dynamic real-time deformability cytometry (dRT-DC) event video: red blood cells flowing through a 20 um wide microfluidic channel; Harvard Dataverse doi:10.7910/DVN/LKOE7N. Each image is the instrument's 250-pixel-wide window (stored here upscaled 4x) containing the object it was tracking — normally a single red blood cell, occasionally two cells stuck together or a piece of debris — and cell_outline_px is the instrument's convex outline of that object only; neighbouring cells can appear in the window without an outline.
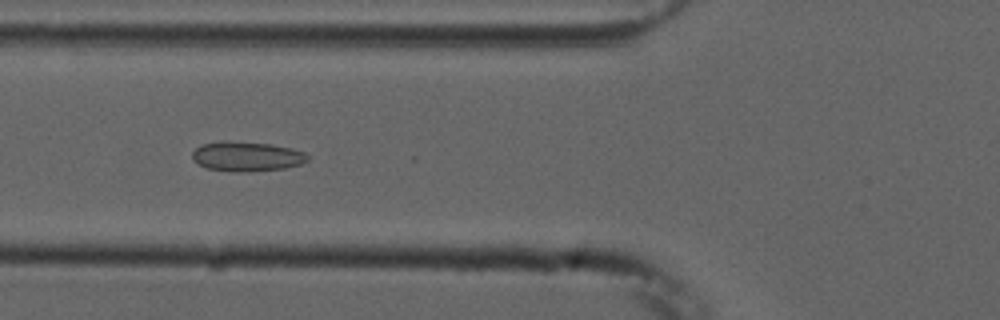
{"species": "common noctule bat (a hibernating species)", "species_latin": "Nyctalus noctula", "temperature_condition": "cold", "stored_images_in_passage": 54, "camera_frame_rate_fps": 3000, "um_per_image_px": 0.085, "animal": {"sex": "male", "forearm_length_mm": 52.5}, "frame": {"image": 1, "passage_image": 20, "time_ms": 6.333, "image_size_px": [1000, 320], "cell_outline_px": [[308, 160], [300, 164], [284, 168], [244, 172], [232, 172], [208, 168], [200, 164], [192, 156], [192, 152], [200, 144], [272, 144], [292, 148], [304, 152], [308, 156]], "centroid_in_image_um": [21.04, 13.34], "position_along_channel_um": 104.8, "area_um2": 18.9}}
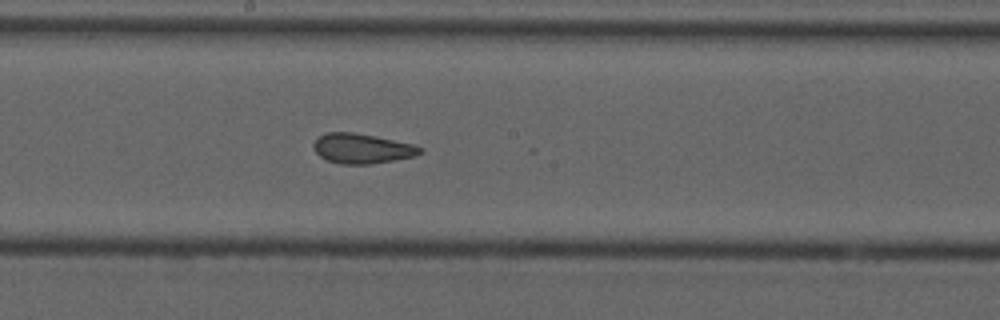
{"frame": {"image": 2, "passage_image": 29, "time_ms": 9.333, "image_size_px": [1000, 320], "cell_outline_px": [[424, 152], [416, 156], [372, 164], [340, 164], [328, 160], [320, 156], [316, 152], [312, 144], [320, 136], [328, 132], [352, 132], [376, 136], [412, 144], [424, 148]], "centroid_in_image_um": [30.81, 12.63], "position_along_channel_um": 217.4, "area_um2": 18.55}}
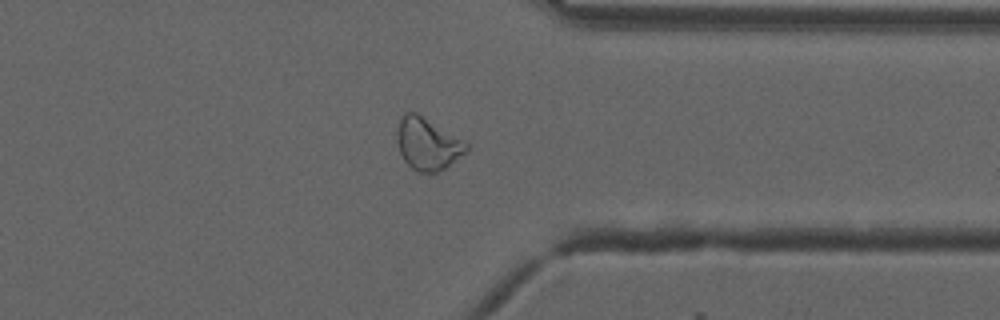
{"frame": {"image": 3, "passage_image": 42, "time_ms": 13.667, "image_size_px": [1000, 320], "cell_outline_px": [[468, 152], [444, 168], [436, 172], [416, 172], [404, 160], [400, 152], [396, 136], [396, 132], [400, 120], [408, 112], [416, 112], [464, 140], [468, 144]], "centroid_in_image_um": [36.36, 12.24], "position_along_channel_um": 375.0, "area_um2": 20.87}, "authors_computed_cell_mechanics": {"area_um2": 21.097, "velocity_mm_per_s": 3.7448, "shape_relaxation_time_tau1_ms": null, "shape_relaxation_time_tau2_ms": 1.8117, "deformation_change_tau1": null, "deformation_change_tau2": 0.074}}